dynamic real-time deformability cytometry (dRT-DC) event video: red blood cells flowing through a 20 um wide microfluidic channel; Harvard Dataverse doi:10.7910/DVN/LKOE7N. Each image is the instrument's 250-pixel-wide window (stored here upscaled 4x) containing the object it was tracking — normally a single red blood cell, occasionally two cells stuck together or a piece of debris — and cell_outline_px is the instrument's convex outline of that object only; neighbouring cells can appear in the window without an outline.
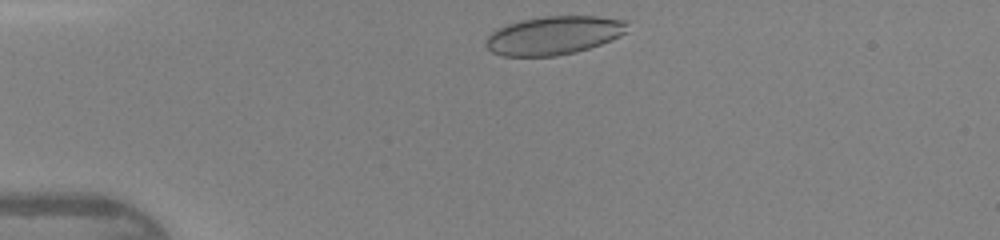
{"species": "human", "species_latin": "Homo sapiens", "temperature_condition": "warm", "stored_images_in_passage": 33, "camera_frame_rate_fps": 3000, "um_per_image_px": 0.085, "donor": {"sex": "female"}, "frame": {"image": 1, "passage_image": 2, "time_ms": 0.333, "image_size_px": [1000, 240], "cell_outline_px": [[628, 20], [624, 32], [620, 36], [600, 44], [576, 52], [556, 56], [500, 56], [492, 52], [484, 44], [484, 40], [492, 32], [508, 24], [520, 20], [544, 16], [596, 16]], "centroid_in_image_um": [47.04, 3.01], "position_along_channel_um": 38.0, "area_um2": 31.67}}
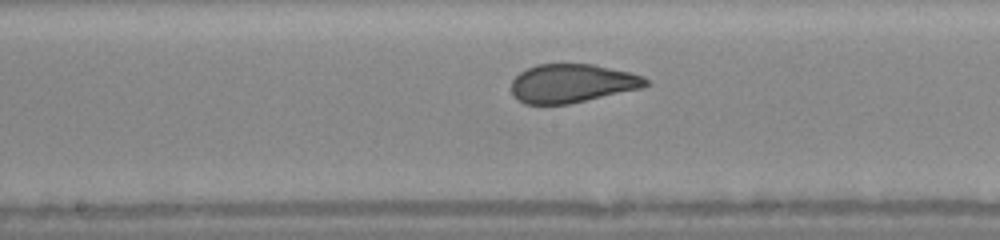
{"frame": {"image": 2, "passage_image": 16, "time_ms": 5.0, "image_size_px": [1000, 240], "cell_outline_px": [[648, 84], [644, 88], [568, 104], [524, 104], [512, 92], [512, 80], [520, 72], [536, 64], [592, 64], [628, 72], [644, 76], [648, 80]], "centroid_in_image_um": [48.65, 7.08], "position_along_channel_um": 199.6, "area_um2": 30.11}}
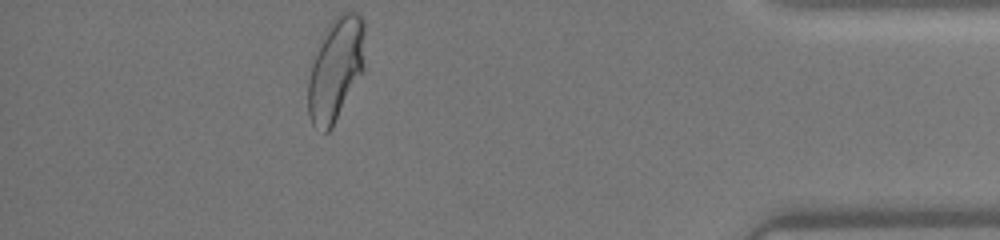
{"frame": {"image": 3, "passage_image": 33, "time_ms": 10.667, "image_size_px": [1000, 240], "cell_outline_px": [[364, 68], [332, 128], [328, 132], [324, 132], [312, 124], [308, 116], [308, 80], [312, 64], [328, 24], [340, 12], [356, 12], [364, 20]], "centroid_in_image_um": [28.54, 5.88], "position_along_channel_um": 406.7, "area_um2": 33.76}, "authors_computed_cell_mechanics": {"area_um2": 31.9056, "velocity_mm_per_s": 4.3632, "shape_relaxation_time_tau1_ms": 5.0677, "shape_relaxation_time_tau2_ms": null, "deformation_change_tau1": 0.1555, "deformation_change_tau2": null}}